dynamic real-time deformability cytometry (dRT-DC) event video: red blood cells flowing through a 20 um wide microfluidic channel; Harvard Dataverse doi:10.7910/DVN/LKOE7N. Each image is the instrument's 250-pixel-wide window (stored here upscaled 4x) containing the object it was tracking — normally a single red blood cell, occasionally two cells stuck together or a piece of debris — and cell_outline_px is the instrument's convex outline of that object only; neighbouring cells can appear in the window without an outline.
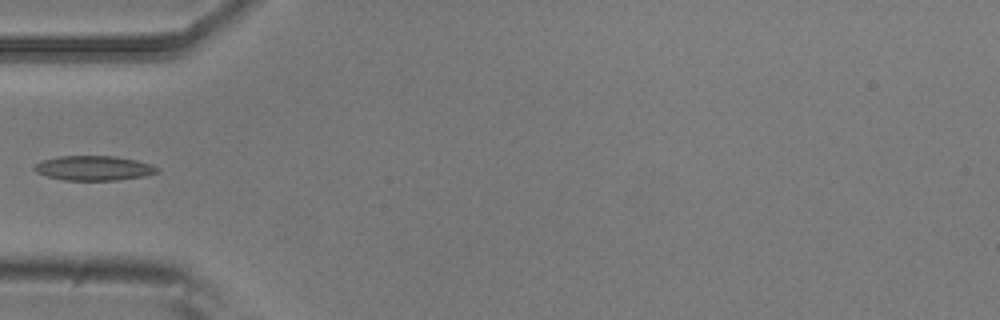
{"species": "common noctule bat (a hibernating species)", "species_latin": "Nyctalus noctula", "temperature_condition": "room temperature", "stored_images_in_passage": 5, "camera_frame_rate_fps": 3000, "um_per_image_px": 0.085, "animal": {"sex": "male", "body_mass_g": 20.5, "forearm_length_mm": 52.5}, "frame": {"image": 1, "passage_image": 5, "time_ms": 1.333, "image_size_px": [1000, 320], "cell_outline_px": [[160, 172], [144, 176], [116, 180], [64, 180], [48, 176], [36, 172], [32, 168], [36, 164], [44, 160], [60, 156], [112, 156], [136, 160], [152, 164], [160, 168]], "centroid_in_image_um": [8.01, 14.29], "position_along_channel_um": 77.0, "area_um2": 17.57}}